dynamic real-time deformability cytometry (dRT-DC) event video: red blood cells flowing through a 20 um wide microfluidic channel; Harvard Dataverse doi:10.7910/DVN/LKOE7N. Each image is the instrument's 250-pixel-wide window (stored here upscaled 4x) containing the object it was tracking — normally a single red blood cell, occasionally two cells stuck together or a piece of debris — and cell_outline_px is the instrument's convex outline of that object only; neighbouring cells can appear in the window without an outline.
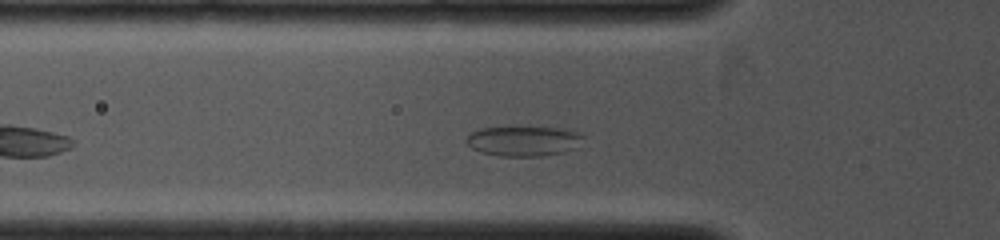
{"species": "common noctule bat (a hibernating species)", "species_latin": "Nyctalus noctula", "temperature_condition": "cold", "stored_images_in_passage": 48, "camera_frame_rate_fps": 4000, "um_per_image_px": 0.085, "animal": {"sex": "female", "body_mass_g": 19.0, "forearm_length_mm": 53.3}, "frame": {"image": 1, "passage_image": 14, "time_ms": 1.75, "image_size_px": [1000, 240], "cell_outline_px": [[584, 136], [572, 148], [564, 152], [540, 156], [500, 156], [480, 152], [472, 148], [464, 140], [472, 132], [480, 128], [564, 128], [580, 132]], "centroid_in_image_um": [44.47, 11.99], "position_along_channel_um": 81.3, "area_um2": 20.06}}
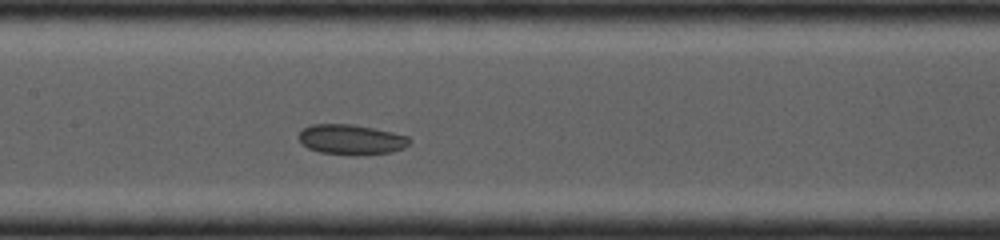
{"frame": {"image": 2, "passage_image": 24, "time_ms": 3.75, "image_size_px": [1000, 240], "cell_outline_px": [[412, 140], [404, 148], [392, 152], [360, 156], [352, 156], [320, 152], [308, 148], [296, 136], [304, 128], [312, 124], [352, 124], [392, 132], [408, 136]], "centroid_in_image_um": [29.87, 11.88], "position_along_channel_um": 177.5, "area_um2": 19.65}}
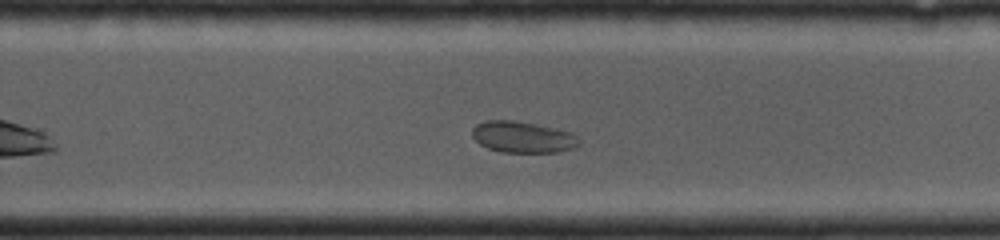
{"frame": {"image": 3, "passage_image": 33, "time_ms": 6.0, "image_size_px": [1000, 240], "cell_outline_px": [[580, 144], [576, 148], [556, 152], [500, 152], [488, 148], [480, 144], [472, 136], [472, 128], [476, 124], [484, 120], [512, 120], [536, 124], [572, 132], [580, 136]], "centroid_in_image_um": [44.46, 11.65], "position_along_channel_um": 285.3, "area_um2": 19.77}}